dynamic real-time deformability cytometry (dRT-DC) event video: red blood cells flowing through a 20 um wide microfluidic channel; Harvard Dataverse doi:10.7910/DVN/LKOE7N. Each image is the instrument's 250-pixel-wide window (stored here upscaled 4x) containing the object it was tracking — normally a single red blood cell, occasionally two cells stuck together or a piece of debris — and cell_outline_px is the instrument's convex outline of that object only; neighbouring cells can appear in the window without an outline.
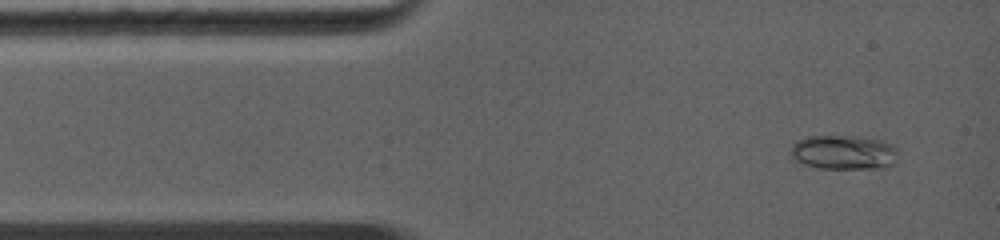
{"species": "common noctule bat (a hibernating species)", "species_latin": "Nyctalus noctula", "temperature_condition": "warm", "stored_images_in_passage": 45, "camera_frame_rate_fps": 5000, "um_per_image_px": 0.085, "animal": {"sex": "female", "body_mass_g": 19.0, "forearm_length_mm": 56.7}, "frame": {"image": 1, "passage_image": 2, "time_ms": 0.4, "image_size_px": [1000, 240], "cell_outline_px": [[896, 160], [892, 164], [876, 168], [820, 168], [804, 164], [796, 160], [792, 156], [792, 144], [796, 140], [808, 136], [860, 136], [880, 140], [892, 144], [896, 148]], "centroid_in_image_um": [71.7, 12.93], "position_along_channel_um": 13.3, "area_um2": 21.33}}
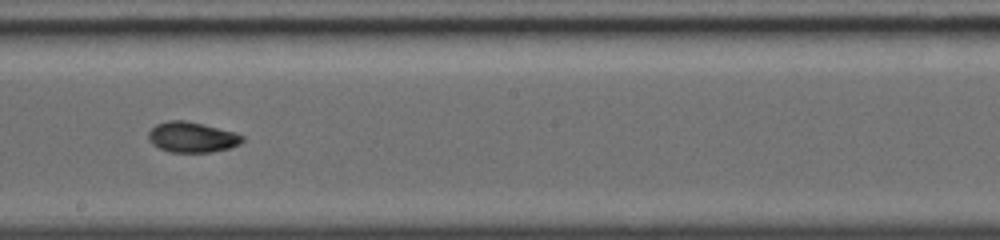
{"frame": {"image": 2, "passage_image": 22, "time_ms": 6.4, "image_size_px": [1000, 240], "cell_outline_px": [[244, 140], [240, 144], [228, 148], [208, 152], [168, 152], [152, 144], [148, 140], [148, 132], [156, 124], [168, 120], [184, 120], [236, 132], [244, 136]], "centroid_in_image_um": [16.31, 11.66], "position_along_channel_um": 231.9, "area_um2": 16.65}}
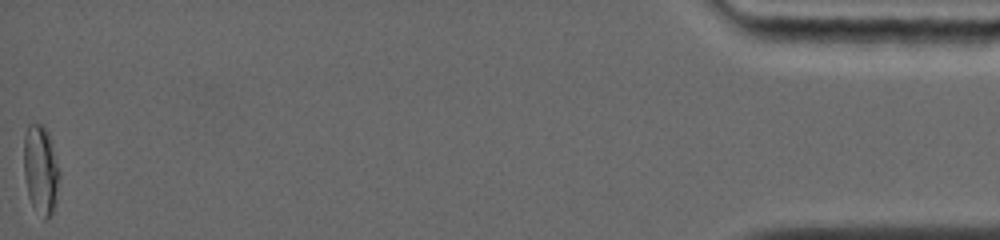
{"frame": {"image": 3, "passage_image": 45, "time_ms": 14.0, "image_size_px": [1000, 240], "cell_outline_px": [[60, 172], [52, 212], [44, 220], [32, 204], [28, 196], [24, 176], [24, 136], [28, 124], [44, 124], [48, 132]], "centroid_in_image_um": [3.43, 14.37], "position_along_channel_um": 431.8, "area_um2": 18.15}, "authors_computed_cell_mechanics": {"area_um2": 17.1666, "velocity_mm_per_s": 4.4818, "shape_relaxation_time_tau1_ms": 8.8769, "shape_relaxation_time_tau2_ms": 1.3214, "deformation_change_tau1": 0.2529, "deformation_change_tau2": 0.0342}}